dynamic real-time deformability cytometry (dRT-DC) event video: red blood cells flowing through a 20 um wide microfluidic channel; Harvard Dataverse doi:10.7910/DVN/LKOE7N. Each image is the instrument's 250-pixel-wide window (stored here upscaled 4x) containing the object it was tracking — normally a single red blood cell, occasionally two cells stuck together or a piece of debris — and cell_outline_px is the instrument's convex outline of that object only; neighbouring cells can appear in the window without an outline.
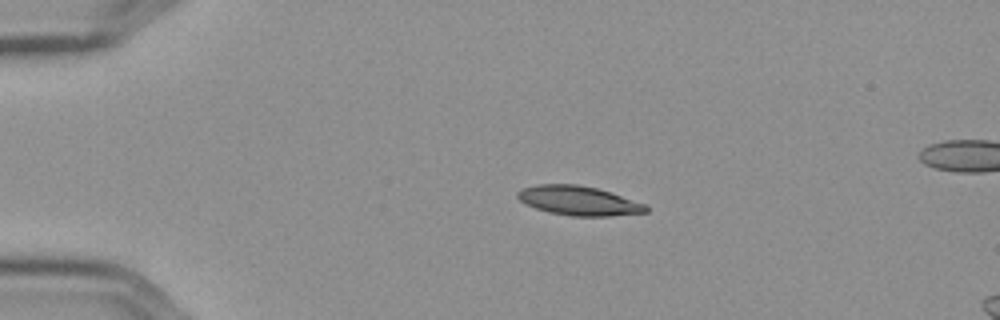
{"species": "Egyptian fruit bat (a non-hibernating species)", "species_latin": "Rousettus aegyptiacus", "temperature_condition": "cold", "stored_images_in_passage": 45, "camera_frame_rate_fps": 3000, "um_per_image_px": 0.085, "frame": {"image": 1, "passage_image": 1, "time_ms": 0.0, "image_size_px": [1000, 320], "cell_outline_px": [[648, 212], [608, 216], [572, 216], [548, 212], [524, 204], [516, 196], [516, 192], [524, 188], [540, 184], [576, 184], [596, 188], [644, 204], [648, 208]], "centroid_in_image_um": [49.13, 17.06], "position_along_channel_um": 35.9, "area_um2": 21.62}}
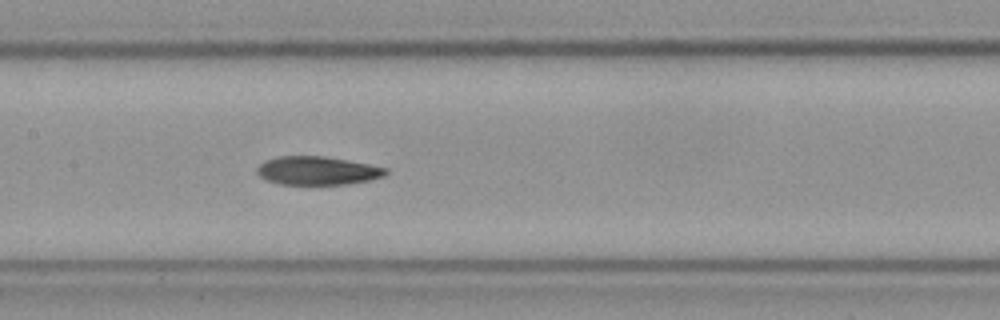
{"frame": {"image": 2, "passage_image": 17, "time_ms": 5.333, "image_size_px": [1000, 320], "cell_outline_px": [[388, 172], [384, 176], [368, 180], [348, 184], [280, 184], [268, 180], [260, 176], [256, 172], [256, 168], [264, 160], [280, 156], [324, 156], [368, 164], [388, 168]], "centroid_in_image_um": [26.96, 14.5], "position_along_channel_um": 180.4, "area_um2": 21.21}}
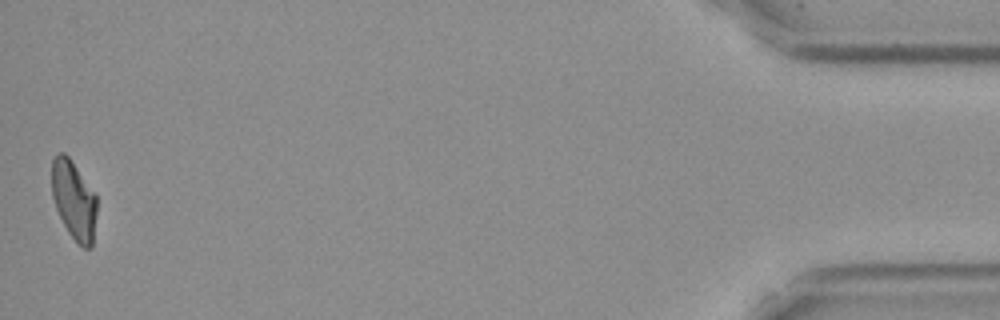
{"frame": {"image": 3, "passage_image": 45, "time_ms": 14.667, "image_size_px": [1000, 320], "cell_outline_px": [[96, 212], [92, 248], [84, 248], [68, 232], [56, 208], [52, 196], [52, 160], [60, 152], [64, 152], [68, 156], [96, 196]], "centroid_in_image_um": [6.27, 17.01], "position_along_channel_um": 428.9, "area_um2": 20.17}, "authors_computed_cell_mechanics": {"area_um2": 21.9062, "velocity_mm_per_s": 3.5888, "shape_relaxation_time_tau1_ms": null, "shape_relaxation_time_tau2_ms": 6.2447, "deformation_change_tau1": null, "deformation_change_tau2": 0.131}}